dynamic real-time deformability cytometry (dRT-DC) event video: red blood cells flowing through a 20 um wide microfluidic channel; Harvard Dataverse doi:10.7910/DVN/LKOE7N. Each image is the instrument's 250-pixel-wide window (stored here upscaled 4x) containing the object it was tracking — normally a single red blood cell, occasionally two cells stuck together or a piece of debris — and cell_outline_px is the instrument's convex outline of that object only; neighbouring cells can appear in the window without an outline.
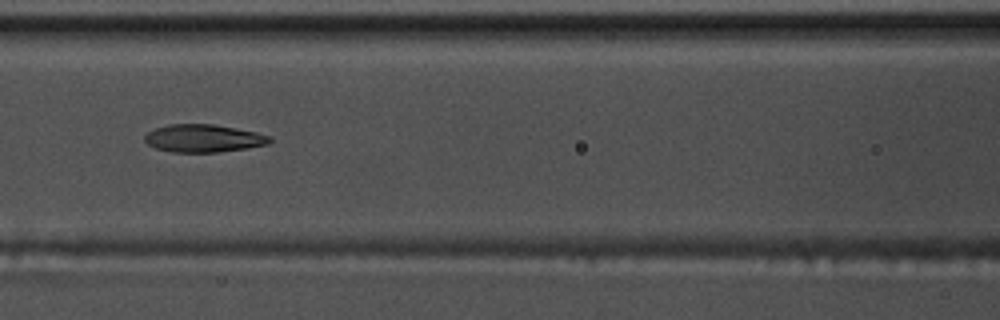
{"species": "common noctule bat (a hibernating species)", "species_latin": "Nyctalus noctula", "temperature_condition": "warm", "stored_images_in_passage": 41, "camera_frame_rate_fps": 3000, "um_per_image_px": 0.085, "animal": {"sex": "male", "body_mass_g": 17.5, "forearm_length_mm": 52.3}, "frame": {"image": 1, "passage_image": 11, "time_ms": 3.333, "image_size_px": [1000, 320], "cell_outline_px": [[272, 140], [268, 144], [248, 148], [216, 152], [172, 152], [156, 148], [148, 144], [144, 140], [144, 136], [148, 132], [156, 128], [168, 124], [212, 124], [236, 128], [256, 132], [268, 136]], "centroid_in_image_um": [17.28, 11.75], "position_along_channel_um": 149.3, "area_um2": 20.11}}
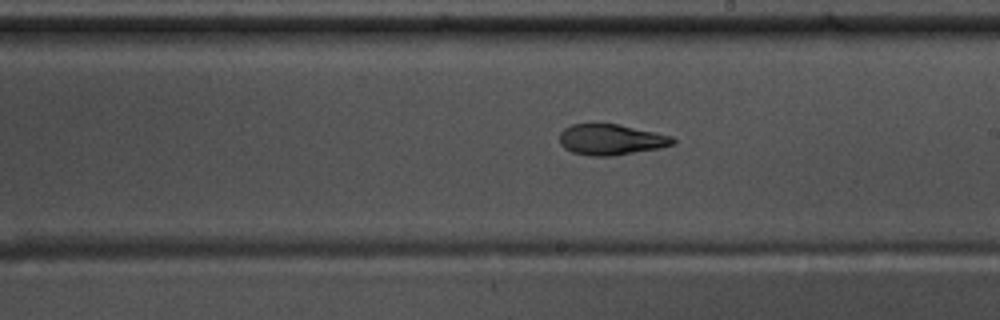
{"frame": {"image": 2, "passage_image": 18, "time_ms": 5.667, "image_size_px": [1000, 320], "cell_outline_px": [[676, 144], [660, 148], [612, 156], [592, 156], [572, 152], [564, 148], [560, 144], [560, 132], [564, 128], [572, 124], [616, 124], [672, 136], [676, 140]], "centroid_in_image_um": [51.93, 11.87], "position_along_channel_um": 237.1, "area_um2": 20.23}}
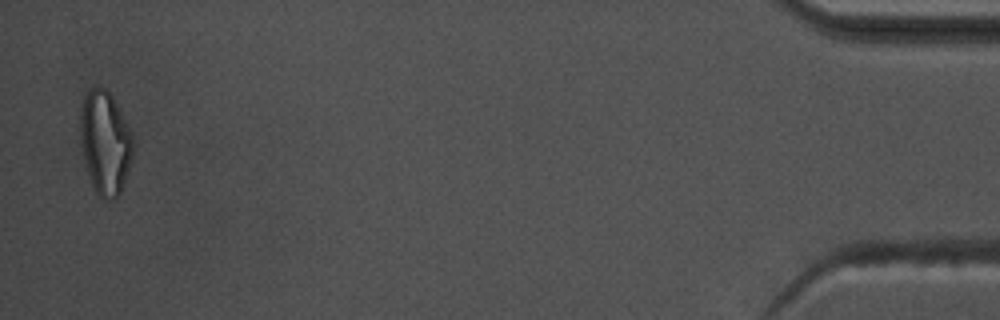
{"frame": {"image": 3, "passage_image": 40, "time_ms": 13.0, "image_size_px": [1000, 320], "cell_outline_px": [[136, 144], [132, 160], [120, 192], [112, 200], [104, 200], [96, 192], [92, 184], [84, 160], [80, 132], [80, 108], [84, 92], [92, 88], [104, 88], [112, 96]], "centroid_in_image_um": [8.93, 12.12], "position_along_channel_um": 426.3, "area_um2": 31.62}, "authors_computed_cell_mechanics": {"area_um2": 21.0392, "velocity_mm_per_s": 3.7832, "shape_relaxation_time_tau1_ms": null, "shape_relaxation_time_tau2_ms": 2.4645, "deformation_change_tau1": null, "deformation_change_tau2": 0.1049}}